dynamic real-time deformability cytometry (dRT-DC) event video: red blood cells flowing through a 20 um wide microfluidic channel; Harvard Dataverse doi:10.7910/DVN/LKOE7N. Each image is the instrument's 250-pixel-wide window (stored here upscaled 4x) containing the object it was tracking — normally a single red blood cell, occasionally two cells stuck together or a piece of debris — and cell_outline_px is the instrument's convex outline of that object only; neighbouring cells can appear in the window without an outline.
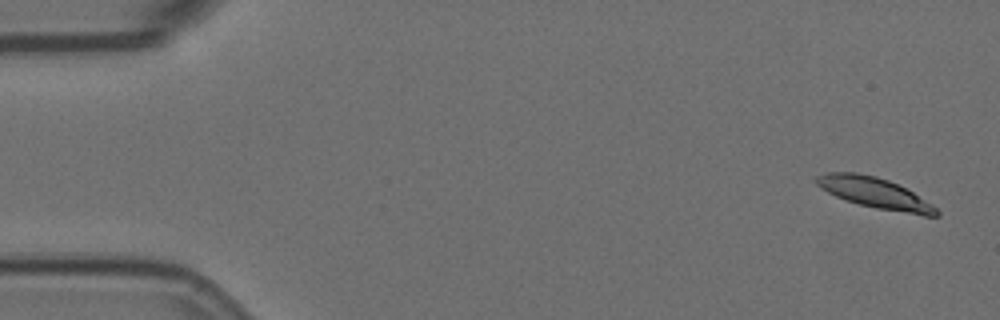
{"species": "Egyptian fruit bat (a non-hibernating species)", "species_latin": "Rousettus aegyptiacus", "temperature_condition": "room temperature", "stored_images_in_passage": 6, "camera_frame_rate_fps": 3000, "um_per_image_px": 0.085, "animal": {"sex": "female"}, "frame": {"image": 1, "passage_image": 1, "time_ms": 0.0, "image_size_px": [1000, 320], "cell_outline_px": [[940, 216], [924, 216], [876, 208], [860, 204], [836, 196], [828, 192], [816, 184], [812, 180], [816, 176], [828, 172], [856, 172], [876, 176], [888, 180], [912, 192], [932, 204], [940, 212]], "centroid_in_image_um": [74.35, 16.4], "position_along_channel_um": 10.6, "area_um2": 21.27}}